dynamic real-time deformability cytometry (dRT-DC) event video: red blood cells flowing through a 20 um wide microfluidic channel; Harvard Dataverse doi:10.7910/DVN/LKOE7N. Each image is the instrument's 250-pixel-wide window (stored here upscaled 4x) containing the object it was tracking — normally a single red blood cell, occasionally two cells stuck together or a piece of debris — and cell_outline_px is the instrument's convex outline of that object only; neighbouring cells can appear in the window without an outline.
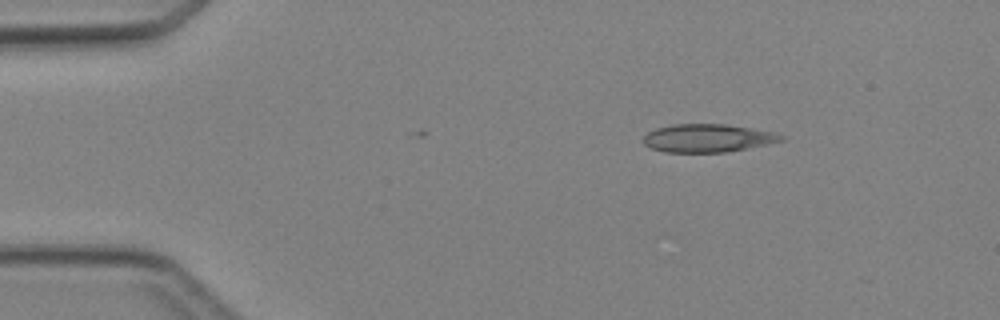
{"species": "Egyptian fruit bat (a non-hibernating species)", "species_latin": "Rousettus aegyptiacus", "temperature_condition": "cold", "stored_images_in_passage": 3, "camera_frame_rate_fps": 3000, "um_per_image_px": 0.085, "animal": {"sex": "female"}, "frame": {"image": 1, "passage_image": 1, "time_ms": 0.0, "image_size_px": [1000, 320], "cell_outline_px": [[784, 140], [768, 144], [728, 152], [664, 152], [652, 148], [644, 144], [644, 136], [648, 132], [656, 128], [672, 124], [724, 124], [776, 132], [784, 136]], "centroid_in_image_um": [60.17, 11.74], "position_along_channel_um": 24.8, "area_um2": 22.54}}
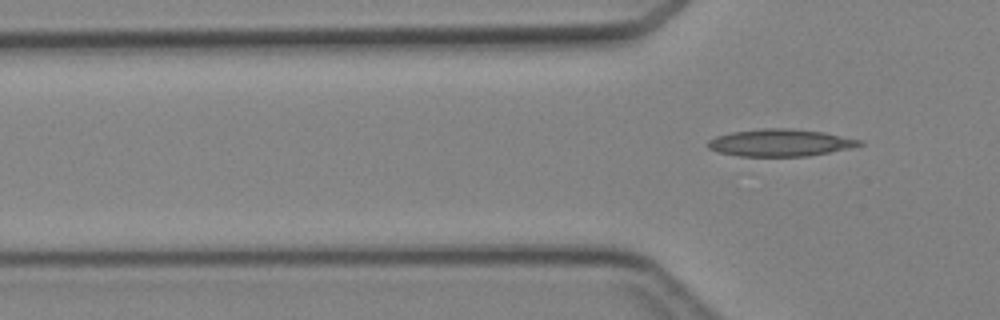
{"frame": {"image": 2, "passage_image": 3, "time_ms": 2.333, "image_size_px": [1000, 320], "cell_outline_px": [[864, 144], [852, 148], [808, 156], [736, 156], [720, 152], [708, 148], [708, 140], [716, 136], [732, 132], [760, 128], [784, 128], [824, 132], [860, 140]], "centroid_in_image_um": [66.31, 12.13], "position_along_channel_um": 59.5, "area_um2": 23.93}}